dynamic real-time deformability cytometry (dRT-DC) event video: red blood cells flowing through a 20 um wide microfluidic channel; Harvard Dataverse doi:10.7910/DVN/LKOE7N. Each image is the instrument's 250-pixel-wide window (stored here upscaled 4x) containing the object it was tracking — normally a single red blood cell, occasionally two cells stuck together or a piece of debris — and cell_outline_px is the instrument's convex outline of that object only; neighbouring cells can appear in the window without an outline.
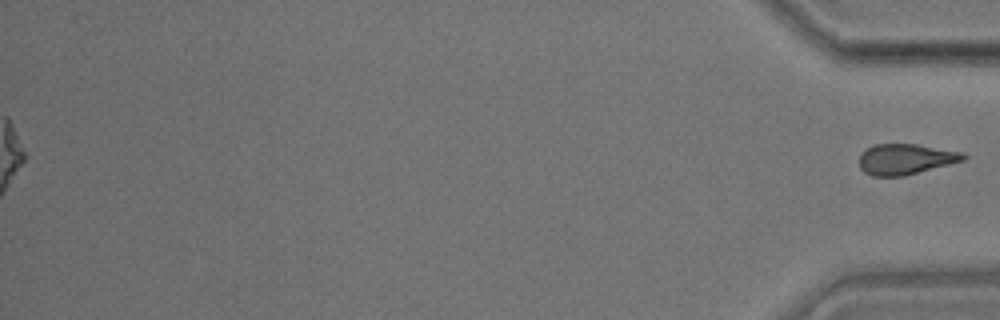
{"species": "common noctule bat (a hibernating species)", "species_latin": "Nyctalus noctula", "temperature_condition": "room temperature", "stored_images_in_passage": 35, "segment_of_instrument_passage": [2, 2], "camera_frame_rate_fps": 3000, "um_per_image_px": 0.085, "animal": {"sex": "male", "body_mass_g": 17.9}, "frame": {"image": 1, "passage_image": 35, "time_ms": 11.333, "image_size_px": [1000, 320], "cell_outline_px": [[968, 156], [964, 160], [904, 176], [872, 176], [864, 172], [860, 168], [860, 156], [868, 148], [876, 144], [916, 144], [964, 152]], "centroid_in_image_um": [77.0, 13.53], "position_along_channel_um": 358.2, "area_um2": 18.44}}